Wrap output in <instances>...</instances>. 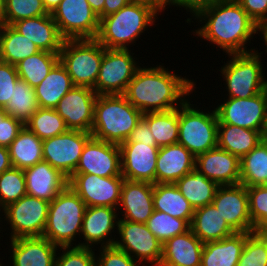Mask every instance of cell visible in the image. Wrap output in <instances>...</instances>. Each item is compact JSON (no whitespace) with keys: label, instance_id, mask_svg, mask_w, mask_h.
<instances>
[{"label":"cell","instance_id":"cell-15","mask_svg":"<svg viewBox=\"0 0 267 266\" xmlns=\"http://www.w3.org/2000/svg\"><path fill=\"white\" fill-rule=\"evenodd\" d=\"M123 181V176L100 177L93 174L73 173L68 178V185L87 207L118 208Z\"/></svg>","mask_w":267,"mask_h":266},{"label":"cell","instance_id":"cell-30","mask_svg":"<svg viewBox=\"0 0 267 266\" xmlns=\"http://www.w3.org/2000/svg\"><path fill=\"white\" fill-rule=\"evenodd\" d=\"M266 135L261 131L230 124H218L217 146L241 159L256 147Z\"/></svg>","mask_w":267,"mask_h":266},{"label":"cell","instance_id":"cell-36","mask_svg":"<svg viewBox=\"0 0 267 266\" xmlns=\"http://www.w3.org/2000/svg\"><path fill=\"white\" fill-rule=\"evenodd\" d=\"M240 184L267 185V138L240 159Z\"/></svg>","mask_w":267,"mask_h":266},{"label":"cell","instance_id":"cell-57","mask_svg":"<svg viewBox=\"0 0 267 266\" xmlns=\"http://www.w3.org/2000/svg\"><path fill=\"white\" fill-rule=\"evenodd\" d=\"M261 34L266 46L265 52L267 53V20H264L257 24V34Z\"/></svg>","mask_w":267,"mask_h":266},{"label":"cell","instance_id":"cell-5","mask_svg":"<svg viewBox=\"0 0 267 266\" xmlns=\"http://www.w3.org/2000/svg\"><path fill=\"white\" fill-rule=\"evenodd\" d=\"M86 204L78 194L67 185L50 202L47 223L42 237L58 247L76 245L80 236ZM75 243V244H74Z\"/></svg>","mask_w":267,"mask_h":266},{"label":"cell","instance_id":"cell-48","mask_svg":"<svg viewBox=\"0 0 267 266\" xmlns=\"http://www.w3.org/2000/svg\"><path fill=\"white\" fill-rule=\"evenodd\" d=\"M19 79L16 67L0 61V108L4 109L12 98L13 89Z\"/></svg>","mask_w":267,"mask_h":266},{"label":"cell","instance_id":"cell-54","mask_svg":"<svg viewBox=\"0 0 267 266\" xmlns=\"http://www.w3.org/2000/svg\"><path fill=\"white\" fill-rule=\"evenodd\" d=\"M129 3L130 0H105L103 8V17L116 13Z\"/></svg>","mask_w":267,"mask_h":266},{"label":"cell","instance_id":"cell-53","mask_svg":"<svg viewBox=\"0 0 267 266\" xmlns=\"http://www.w3.org/2000/svg\"><path fill=\"white\" fill-rule=\"evenodd\" d=\"M130 2L150 7L158 15L166 9L167 5L170 6V0H130Z\"/></svg>","mask_w":267,"mask_h":266},{"label":"cell","instance_id":"cell-4","mask_svg":"<svg viewBox=\"0 0 267 266\" xmlns=\"http://www.w3.org/2000/svg\"><path fill=\"white\" fill-rule=\"evenodd\" d=\"M142 115L123 94L98 95L90 133L95 139L120 145L129 138Z\"/></svg>","mask_w":267,"mask_h":266},{"label":"cell","instance_id":"cell-50","mask_svg":"<svg viewBox=\"0 0 267 266\" xmlns=\"http://www.w3.org/2000/svg\"><path fill=\"white\" fill-rule=\"evenodd\" d=\"M236 1L257 24L267 20V0Z\"/></svg>","mask_w":267,"mask_h":266},{"label":"cell","instance_id":"cell-16","mask_svg":"<svg viewBox=\"0 0 267 266\" xmlns=\"http://www.w3.org/2000/svg\"><path fill=\"white\" fill-rule=\"evenodd\" d=\"M74 173L100 177L122 176L120 146L91 137L83 147Z\"/></svg>","mask_w":267,"mask_h":266},{"label":"cell","instance_id":"cell-28","mask_svg":"<svg viewBox=\"0 0 267 266\" xmlns=\"http://www.w3.org/2000/svg\"><path fill=\"white\" fill-rule=\"evenodd\" d=\"M246 241V232L204 243L201 266H237Z\"/></svg>","mask_w":267,"mask_h":266},{"label":"cell","instance_id":"cell-32","mask_svg":"<svg viewBox=\"0 0 267 266\" xmlns=\"http://www.w3.org/2000/svg\"><path fill=\"white\" fill-rule=\"evenodd\" d=\"M153 205L155 211L192 222L195 210L174 183L153 184Z\"/></svg>","mask_w":267,"mask_h":266},{"label":"cell","instance_id":"cell-20","mask_svg":"<svg viewBox=\"0 0 267 266\" xmlns=\"http://www.w3.org/2000/svg\"><path fill=\"white\" fill-rule=\"evenodd\" d=\"M117 210L108 206L86 207L80 235V237L83 235L84 241L79 242L77 246L94 248L98 244H101L100 247L114 245L116 235L113 238L112 232L114 233L115 229L118 230L120 213L118 210L117 214Z\"/></svg>","mask_w":267,"mask_h":266},{"label":"cell","instance_id":"cell-47","mask_svg":"<svg viewBox=\"0 0 267 266\" xmlns=\"http://www.w3.org/2000/svg\"><path fill=\"white\" fill-rule=\"evenodd\" d=\"M99 256L96 255V266H139L129 254L117 248L115 245L100 247ZM138 262V264H137ZM141 266V265H140Z\"/></svg>","mask_w":267,"mask_h":266},{"label":"cell","instance_id":"cell-13","mask_svg":"<svg viewBox=\"0 0 267 266\" xmlns=\"http://www.w3.org/2000/svg\"><path fill=\"white\" fill-rule=\"evenodd\" d=\"M120 237L115 241V246L134 260L152 266H159L162 258V243L148 229L146 224L119 220L118 230Z\"/></svg>","mask_w":267,"mask_h":266},{"label":"cell","instance_id":"cell-1","mask_svg":"<svg viewBox=\"0 0 267 266\" xmlns=\"http://www.w3.org/2000/svg\"><path fill=\"white\" fill-rule=\"evenodd\" d=\"M157 66V67H156ZM139 67L123 94L127 101L143 114L179 108L196 88V83L168 67Z\"/></svg>","mask_w":267,"mask_h":266},{"label":"cell","instance_id":"cell-56","mask_svg":"<svg viewBox=\"0 0 267 266\" xmlns=\"http://www.w3.org/2000/svg\"><path fill=\"white\" fill-rule=\"evenodd\" d=\"M92 10L98 15L99 20L103 18L105 0H87Z\"/></svg>","mask_w":267,"mask_h":266},{"label":"cell","instance_id":"cell-14","mask_svg":"<svg viewBox=\"0 0 267 266\" xmlns=\"http://www.w3.org/2000/svg\"><path fill=\"white\" fill-rule=\"evenodd\" d=\"M91 137V133L85 131L68 130L66 133L44 139L43 161L69 178L76 170L83 147Z\"/></svg>","mask_w":267,"mask_h":266},{"label":"cell","instance_id":"cell-59","mask_svg":"<svg viewBox=\"0 0 267 266\" xmlns=\"http://www.w3.org/2000/svg\"><path fill=\"white\" fill-rule=\"evenodd\" d=\"M4 2H5V0H0V12H1L3 6H4Z\"/></svg>","mask_w":267,"mask_h":266},{"label":"cell","instance_id":"cell-21","mask_svg":"<svg viewBox=\"0 0 267 266\" xmlns=\"http://www.w3.org/2000/svg\"><path fill=\"white\" fill-rule=\"evenodd\" d=\"M117 209L123 214L119 220L146 224L154 211L153 184L124 179Z\"/></svg>","mask_w":267,"mask_h":266},{"label":"cell","instance_id":"cell-35","mask_svg":"<svg viewBox=\"0 0 267 266\" xmlns=\"http://www.w3.org/2000/svg\"><path fill=\"white\" fill-rule=\"evenodd\" d=\"M40 49L11 25L0 24V58L2 62L16 65L36 54Z\"/></svg>","mask_w":267,"mask_h":266},{"label":"cell","instance_id":"cell-49","mask_svg":"<svg viewBox=\"0 0 267 266\" xmlns=\"http://www.w3.org/2000/svg\"><path fill=\"white\" fill-rule=\"evenodd\" d=\"M23 127L21 121L9 116L0 108V146L8 147Z\"/></svg>","mask_w":267,"mask_h":266},{"label":"cell","instance_id":"cell-31","mask_svg":"<svg viewBox=\"0 0 267 266\" xmlns=\"http://www.w3.org/2000/svg\"><path fill=\"white\" fill-rule=\"evenodd\" d=\"M73 87L71 77L59 61L45 79L34 88L39 107L54 109Z\"/></svg>","mask_w":267,"mask_h":266},{"label":"cell","instance_id":"cell-24","mask_svg":"<svg viewBox=\"0 0 267 266\" xmlns=\"http://www.w3.org/2000/svg\"><path fill=\"white\" fill-rule=\"evenodd\" d=\"M26 193L52 202L68 185V178L48 162L42 161L23 169Z\"/></svg>","mask_w":267,"mask_h":266},{"label":"cell","instance_id":"cell-26","mask_svg":"<svg viewBox=\"0 0 267 266\" xmlns=\"http://www.w3.org/2000/svg\"><path fill=\"white\" fill-rule=\"evenodd\" d=\"M11 26L43 51L59 53L65 41L51 14L22 19Z\"/></svg>","mask_w":267,"mask_h":266},{"label":"cell","instance_id":"cell-17","mask_svg":"<svg viewBox=\"0 0 267 266\" xmlns=\"http://www.w3.org/2000/svg\"><path fill=\"white\" fill-rule=\"evenodd\" d=\"M212 204L235 232H253L245 185L219 186Z\"/></svg>","mask_w":267,"mask_h":266},{"label":"cell","instance_id":"cell-8","mask_svg":"<svg viewBox=\"0 0 267 266\" xmlns=\"http://www.w3.org/2000/svg\"><path fill=\"white\" fill-rule=\"evenodd\" d=\"M192 105V106H191ZM218 117L214 110L203 112L187 99L179 107L178 143L195 157L217 147Z\"/></svg>","mask_w":267,"mask_h":266},{"label":"cell","instance_id":"cell-51","mask_svg":"<svg viewBox=\"0 0 267 266\" xmlns=\"http://www.w3.org/2000/svg\"><path fill=\"white\" fill-rule=\"evenodd\" d=\"M125 142L148 143L149 146H157L154 137L148 127L147 121L142 117Z\"/></svg>","mask_w":267,"mask_h":266},{"label":"cell","instance_id":"cell-25","mask_svg":"<svg viewBox=\"0 0 267 266\" xmlns=\"http://www.w3.org/2000/svg\"><path fill=\"white\" fill-rule=\"evenodd\" d=\"M196 157L182 144L160 147L156 161L155 184L175 183L195 169Z\"/></svg>","mask_w":267,"mask_h":266},{"label":"cell","instance_id":"cell-6","mask_svg":"<svg viewBox=\"0 0 267 266\" xmlns=\"http://www.w3.org/2000/svg\"><path fill=\"white\" fill-rule=\"evenodd\" d=\"M262 52L229 54L230 58L221 70L228 98H250L267 89L265 70L263 71Z\"/></svg>","mask_w":267,"mask_h":266},{"label":"cell","instance_id":"cell-44","mask_svg":"<svg viewBox=\"0 0 267 266\" xmlns=\"http://www.w3.org/2000/svg\"><path fill=\"white\" fill-rule=\"evenodd\" d=\"M253 232L267 234V185L246 187Z\"/></svg>","mask_w":267,"mask_h":266},{"label":"cell","instance_id":"cell-39","mask_svg":"<svg viewBox=\"0 0 267 266\" xmlns=\"http://www.w3.org/2000/svg\"><path fill=\"white\" fill-rule=\"evenodd\" d=\"M39 109L34 88L22 79H18L10 99L4 111L24 125Z\"/></svg>","mask_w":267,"mask_h":266},{"label":"cell","instance_id":"cell-33","mask_svg":"<svg viewBox=\"0 0 267 266\" xmlns=\"http://www.w3.org/2000/svg\"><path fill=\"white\" fill-rule=\"evenodd\" d=\"M42 142L27 126L20 130L8 146L12 166L25 169L43 161Z\"/></svg>","mask_w":267,"mask_h":266},{"label":"cell","instance_id":"cell-27","mask_svg":"<svg viewBox=\"0 0 267 266\" xmlns=\"http://www.w3.org/2000/svg\"><path fill=\"white\" fill-rule=\"evenodd\" d=\"M203 247L204 243L190 229L162 244L159 266H201Z\"/></svg>","mask_w":267,"mask_h":266},{"label":"cell","instance_id":"cell-37","mask_svg":"<svg viewBox=\"0 0 267 266\" xmlns=\"http://www.w3.org/2000/svg\"><path fill=\"white\" fill-rule=\"evenodd\" d=\"M142 117L147 121L157 147L178 143L179 108L164 112H148Z\"/></svg>","mask_w":267,"mask_h":266},{"label":"cell","instance_id":"cell-46","mask_svg":"<svg viewBox=\"0 0 267 266\" xmlns=\"http://www.w3.org/2000/svg\"><path fill=\"white\" fill-rule=\"evenodd\" d=\"M59 249L62 253L56 254L54 266H96L95 249L80 246L59 247Z\"/></svg>","mask_w":267,"mask_h":266},{"label":"cell","instance_id":"cell-52","mask_svg":"<svg viewBox=\"0 0 267 266\" xmlns=\"http://www.w3.org/2000/svg\"><path fill=\"white\" fill-rule=\"evenodd\" d=\"M220 0H170V6H176L177 8H185L190 12L194 18L200 11L205 8L211 7L213 4Z\"/></svg>","mask_w":267,"mask_h":266},{"label":"cell","instance_id":"cell-19","mask_svg":"<svg viewBox=\"0 0 267 266\" xmlns=\"http://www.w3.org/2000/svg\"><path fill=\"white\" fill-rule=\"evenodd\" d=\"M119 146L124 179L155 184L159 147L142 142H123Z\"/></svg>","mask_w":267,"mask_h":266},{"label":"cell","instance_id":"cell-2","mask_svg":"<svg viewBox=\"0 0 267 266\" xmlns=\"http://www.w3.org/2000/svg\"><path fill=\"white\" fill-rule=\"evenodd\" d=\"M195 19L205 24L193 34L217 45L228 55L254 51L253 48L247 50L245 45L257 34V23L236 0H220L200 11Z\"/></svg>","mask_w":267,"mask_h":266},{"label":"cell","instance_id":"cell-10","mask_svg":"<svg viewBox=\"0 0 267 266\" xmlns=\"http://www.w3.org/2000/svg\"><path fill=\"white\" fill-rule=\"evenodd\" d=\"M133 55L131 49H106L104 47L99 74L93 88L97 95L125 93L128 84L140 67V64L136 62L137 58Z\"/></svg>","mask_w":267,"mask_h":266},{"label":"cell","instance_id":"cell-55","mask_svg":"<svg viewBox=\"0 0 267 266\" xmlns=\"http://www.w3.org/2000/svg\"><path fill=\"white\" fill-rule=\"evenodd\" d=\"M12 167L8 147L0 146V174Z\"/></svg>","mask_w":267,"mask_h":266},{"label":"cell","instance_id":"cell-34","mask_svg":"<svg viewBox=\"0 0 267 266\" xmlns=\"http://www.w3.org/2000/svg\"><path fill=\"white\" fill-rule=\"evenodd\" d=\"M174 184L192 205L194 210L212 204L217 188L219 187L216 182L207 179L197 169H193Z\"/></svg>","mask_w":267,"mask_h":266},{"label":"cell","instance_id":"cell-43","mask_svg":"<svg viewBox=\"0 0 267 266\" xmlns=\"http://www.w3.org/2000/svg\"><path fill=\"white\" fill-rule=\"evenodd\" d=\"M26 185L23 169L12 167L0 174V208L25 196Z\"/></svg>","mask_w":267,"mask_h":266},{"label":"cell","instance_id":"cell-42","mask_svg":"<svg viewBox=\"0 0 267 266\" xmlns=\"http://www.w3.org/2000/svg\"><path fill=\"white\" fill-rule=\"evenodd\" d=\"M146 225L162 244L172 237L190 230V223L187 220L175 218L169 214L155 210Z\"/></svg>","mask_w":267,"mask_h":266},{"label":"cell","instance_id":"cell-9","mask_svg":"<svg viewBox=\"0 0 267 266\" xmlns=\"http://www.w3.org/2000/svg\"><path fill=\"white\" fill-rule=\"evenodd\" d=\"M50 202L26 194L1 211L10 225V239L41 237L46 227Z\"/></svg>","mask_w":267,"mask_h":266},{"label":"cell","instance_id":"cell-3","mask_svg":"<svg viewBox=\"0 0 267 266\" xmlns=\"http://www.w3.org/2000/svg\"><path fill=\"white\" fill-rule=\"evenodd\" d=\"M157 15L150 7L130 2L116 13L100 19L95 39L106 49L129 50V46L154 25Z\"/></svg>","mask_w":267,"mask_h":266},{"label":"cell","instance_id":"cell-40","mask_svg":"<svg viewBox=\"0 0 267 266\" xmlns=\"http://www.w3.org/2000/svg\"><path fill=\"white\" fill-rule=\"evenodd\" d=\"M41 140L66 133L67 128L64 119L53 108H41L31 116L25 124Z\"/></svg>","mask_w":267,"mask_h":266},{"label":"cell","instance_id":"cell-12","mask_svg":"<svg viewBox=\"0 0 267 266\" xmlns=\"http://www.w3.org/2000/svg\"><path fill=\"white\" fill-rule=\"evenodd\" d=\"M65 40L94 39L99 30V17L87 0H61L51 14Z\"/></svg>","mask_w":267,"mask_h":266},{"label":"cell","instance_id":"cell-38","mask_svg":"<svg viewBox=\"0 0 267 266\" xmlns=\"http://www.w3.org/2000/svg\"><path fill=\"white\" fill-rule=\"evenodd\" d=\"M59 62V53L40 50L15 65L20 79L37 87Z\"/></svg>","mask_w":267,"mask_h":266},{"label":"cell","instance_id":"cell-60","mask_svg":"<svg viewBox=\"0 0 267 266\" xmlns=\"http://www.w3.org/2000/svg\"><path fill=\"white\" fill-rule=\"evenodd\" d=\"M1 210H3V209L0 208V211H1ZM0 216H1V215H0ZM0 219H1V220H0V222H1V221H2V217H0ZM0 224H1V223H0ZM0 229H1V228H0ZM1 231H2V230H0V233H1Z\"/></svg>","mask_w":267,"mask_h":266},{"label":"cell","instance_id":"cell-58","mask_svg":"<svg viewBox=\"0 0 267 266\" xmlns=\"http://www.w3.org/2000/svg\"><path fill=\"white\" fill-rule=\"evenodd\" d=\"M42 1L46 11L49 14H52L53 11L58 7L59 3L61 2V0H42Z\"/></svg>","mask_w":267,"mask_h":266},{"label":"cell","instance_id":"cell-41","mask_svg":"<svg viewBox=\"0 0 267 266\" xmlns=\"http://www.w3.org/2000/svg\"><path fill=\"white\" fill-rule=\"evenodd\" d=\"M49 14L42 0H5L0 12V24L13 23Z\"/></svg>","mask_w":267,"mask_h":266},{"label":"cell","instance_id":"cell-18","mask_svg":"<svg viewBox=\"0 0 267 266\" xmlns=\"http://www.w3.org/2000/svg\"><path fill=\"white\" fill-rule=\"evenodd\" d=\"M97 93L89 87L74 86L54 108L69 130L90 133Z\"/></svg>","mask_w":267,"mask_h":266},{"label":"cell","instance_id":"cell-22","mask_svg":"<svg viewBox=\"0 0 267 266\" xmlns=\"http://www.w3.org/2000/svg\"><path fill=\"white\" fill-rule=\"evenodd\" d=\"M195 169L219 186L240 184V159L218 146L197 155Z\"/></svg>","mask_w":267,"mask_h":266},{"label":"cell","instance_id":"cell-23","mask_svg":"<svg viewBox=\"0 0 267 266\" xmlns=\"http://www.w3.org/2000/svg\"><path fill=\"white\" fill-rule=\"evenodd\" d=\"M13 266H54L59 247L44 237L10 239ZM12 261V262H11ZM10 264V266H12ZM3 266V264H2Z\"/></svg>","mask_w":267,"mask_h":266},{"label":"cell","instance_id":"cell-45","mask_svg":"<svg viewBox=\"0 0 267 266\" xmlns=\"http://www.w3.org/2000/svg\"><path fill=\"white\" fill-rule=\"evenodd\" d=\"M237 266H267V234L246 233V241Z\"/></svg>","mask_w":267,"mask_h":266},{"label":"cell","instance_id":"cell-29","mask_svg":"<svg viewBox=\"0 0 267 266\" xmlns=\"http://www.w3.org/2000/svg\"><path fill=\"white\" fill-rule=\"evenodd\" d=\"M190 229L203 243L218 241L236 233L213 204L195 209Z\"/></svg>","mask_w":267,"mask_h":266},{"label":"cell","instance_id":"cell-11","mask_svg":"<svg viewBox=\"0 0 267 266\" xmlns=\"http://www.w3.org/2000/svg\"><path fill=\"white\" fill-rule=\"evenodd\" d=\"M215 108L218 124H230L267 134V89L250 98H228Z\"/></svg>","mask_w":267,"mask_h":266},{"label":"cell","instance_id":"cell-7","mask_svg":"<svg viewBox=\"0 0 267 266\" xmlns=\"http://www.w3.org/2000/svg\"><path fill=\"white\" fill-rule=\"evenodd\" d=\"M104 54V46L94 39L65 40L59 61L74 86L94 88Z\"/></svg>","mask_w":267,"mask_h":266}]
</instances>
